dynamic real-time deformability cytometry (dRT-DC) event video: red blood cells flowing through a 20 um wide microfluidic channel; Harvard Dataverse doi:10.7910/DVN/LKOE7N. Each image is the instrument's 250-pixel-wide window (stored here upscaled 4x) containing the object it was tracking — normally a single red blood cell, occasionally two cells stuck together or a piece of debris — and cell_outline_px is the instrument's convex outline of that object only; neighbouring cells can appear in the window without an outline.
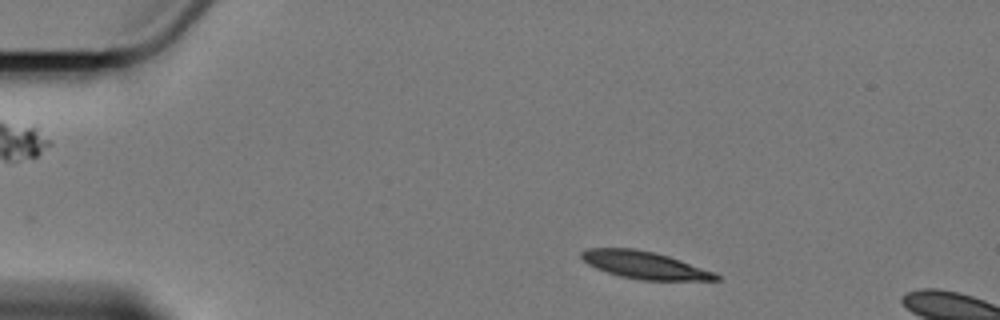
{"species": "Egyptian fruit bat (a non-hibernating species)", "species_latin": "Rousettus aegyptiacus", "temperature_condition": "cold", "stored_images_in_passage": 3, "camera_frame_rate_fps": 3000, "um_per_image_px": 0.085, "animal": {"sex": "female"}, "frame": {"image": 1, "passage_image": 1, "time_ms": 0.0, "image_size_px": [1000, 320], "cell_outline_px": [[720, 280], [640, 280], [620, 276], [596, 268], [588, 264], [580, 256], [580, 252], [588, 248], [636, 248], [656, 252], [716, 272], [720, 276]], "centroid_in_image_um": [54.8, 22.52], "position_along_channel_um": 30.2, "area_um2": 21.5}}